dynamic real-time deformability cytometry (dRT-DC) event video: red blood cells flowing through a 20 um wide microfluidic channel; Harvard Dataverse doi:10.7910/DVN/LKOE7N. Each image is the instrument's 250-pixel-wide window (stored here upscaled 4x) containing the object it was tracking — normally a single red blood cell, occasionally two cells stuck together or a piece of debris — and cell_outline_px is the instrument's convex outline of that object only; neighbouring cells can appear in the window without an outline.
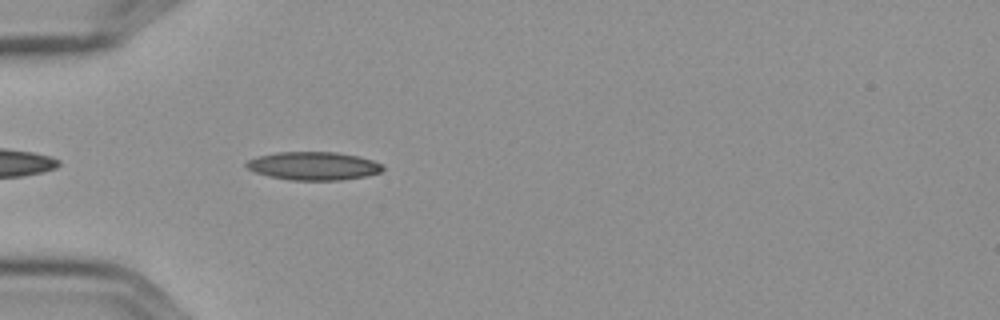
{"species": "Egyptian fruit bat (a non-hibernating species)", "species_latin": "Rousettus aegyptiacus", "temperature_condition": "cold", "stored_images_in_passage": 5, "camera_frame_rate_fps": 3000, "um_per_image_px": 0.085, "frame": {"image": 1, "passage_image": 5, "time_ms": 1.333, "image_size_px": [1000, 320], "cell_outline_px": [[384, 168], [380, 172], [364, 176], [340, 180], [292, 180], [272, 176], [256, 172], [248, 168], [244, 164], [248, 160], [260, 156], [276, 152], [336, 152], [356, 156], [372, 160], [384, 164]], "centroid_in_image_um": [26.67, 14.1], "position_along_channel_um": 58.3, "area_um2": 22.14}}